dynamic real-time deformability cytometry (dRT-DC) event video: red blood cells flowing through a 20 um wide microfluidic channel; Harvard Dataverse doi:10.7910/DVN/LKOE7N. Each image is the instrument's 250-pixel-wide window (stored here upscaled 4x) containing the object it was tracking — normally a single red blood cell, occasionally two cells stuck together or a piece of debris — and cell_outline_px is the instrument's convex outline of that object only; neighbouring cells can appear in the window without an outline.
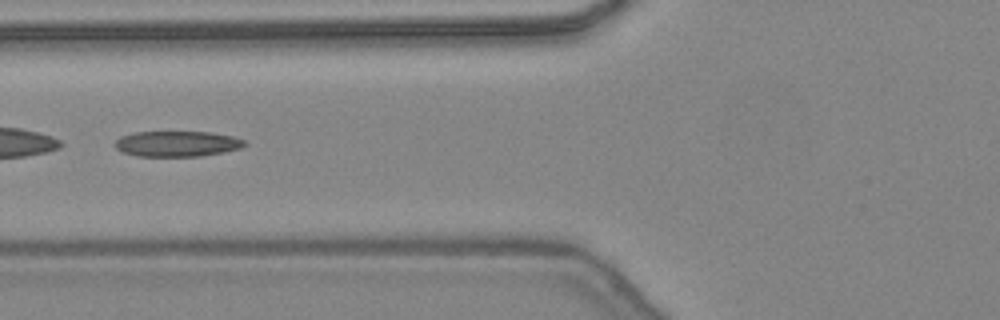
{"species": "common noctule bat (a hibernating species)", "species_latin": "Nyctalus noctula", "temperature_condition": "warm", "stored_images_in_passage": 31, "camera_frame_rate_fps": 3000, "um_per_image_px": 0.085, "animal": {"sex": "female", "body_mass_g": 24.6, "forearm_length_mm": 56.2}, "frame": {"image": 1, "passage_image": 5, "time_ms": 1.333, "image_size_px": [1000, 320], "cell_outline_px": [[248, 144], [240, 148], [224, 152], [200, 156], [136, 156], [124, 152], [116, 148], [112, 144], [120, 136], [136, 132], [212, 132], [232, 136], [244, 140]], "centroid_in_image_um": [15.05, 12.22], "position_along_channel_um": 110.8, "area_um2": 19.36}, "authors_computed_cell_mechanics": {"area_um2": 19.7098, "velocity_mm_per_s": 4.4988, "shape_relaxation_time_tau1_ms": null, "shape_relaxation_time_tau2_ms": 4.0214, "deformation_change_tau1": null, "deformation_change_tau2": 0.1613}}